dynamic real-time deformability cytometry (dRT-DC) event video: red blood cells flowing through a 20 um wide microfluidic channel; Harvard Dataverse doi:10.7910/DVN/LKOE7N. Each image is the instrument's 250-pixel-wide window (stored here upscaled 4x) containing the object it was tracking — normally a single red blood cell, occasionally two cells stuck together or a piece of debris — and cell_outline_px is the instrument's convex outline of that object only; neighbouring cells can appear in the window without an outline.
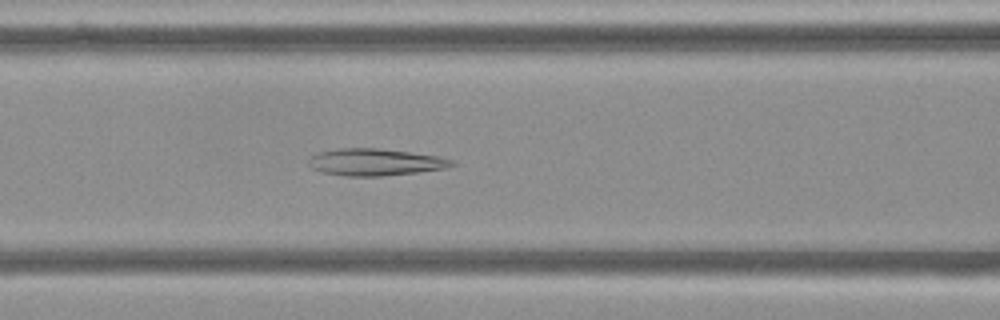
{"species": "Egyptian fruit bat (a non-hibernating species)", "species_latin": "Rousettus aegyptiacus", "temperature_condition": "cold", "stored_images_in_passage": 46, "camera_frame_rate_fps": 3000, "um_per_image_px": 0.085, "frame": {"image": 1, "passage_image": 14, "time_ms": 4.333, "image_size_px": [1000, 320], "cell_outline_px": [[456, 164], [448, 168], [416, 172], [380, 176], [344, 176], [324, 172], [312, 168], [308, 164], [308, 160], [312, 156], [320, 152], [336, 148], [376, 148], [408, 152], [436, 156], [452, 160]], "centroid_in_image_um": [31.87, 13.78], "position_along_channel_um": 134.7, "area_um2": 22.25}}
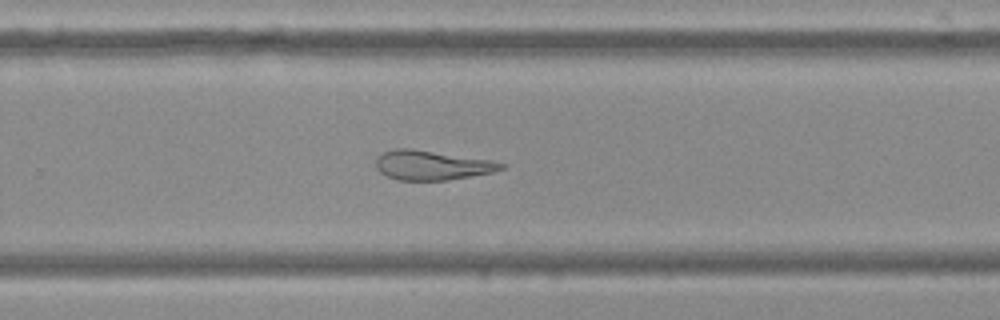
{"frame": {"image": 2, "passage_image": 27, "time_ms": 8.667, "image_size_px": [1000, 320], "cell_outline_px": [[508, 164], [504, 168], [492, 172], [448, 180], [396, 180], [380, 172], [376, 168], [376, 156], [384, 152], [396, 148], [412, 148], [492, 160]], "centroid_in_image_um": [36.71, 14.03], "position_along_channel_um": 293.1, "area_um2": 21.62}}
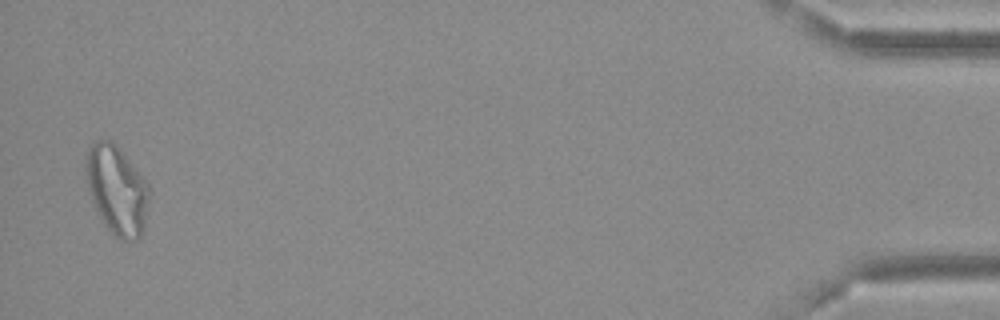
{"frame": {"image": 3, "passage_image": 45, "time_ms": 14.667, "image_size_px": [1000, 320], "cell_outline_px": [[152, 196], [144, 228], [140, 236], [136, 240], [120, 240], [104, 224], [92, 200], [88, 188], [84, 172], [84, 160], [92, 144], [96, 140], [112, 140], [120, 148], [148, 184], [152, 192]], "centroid_in_image_um": [9.96, 16.14], "position_along_channel_um": 425.2, "area_um2": 33.18}, "authors_computed_cell_mechanics": {"area_um2": 24.9985, "velocity_mm_per_s": 3.6589, "shape_relaxation_time_tau1_ms": null, "shape_relaxation_time_tau2_ms": 4.575, "deformation_change_tau1": null, "deformation_change_tau2": 0.1315}}